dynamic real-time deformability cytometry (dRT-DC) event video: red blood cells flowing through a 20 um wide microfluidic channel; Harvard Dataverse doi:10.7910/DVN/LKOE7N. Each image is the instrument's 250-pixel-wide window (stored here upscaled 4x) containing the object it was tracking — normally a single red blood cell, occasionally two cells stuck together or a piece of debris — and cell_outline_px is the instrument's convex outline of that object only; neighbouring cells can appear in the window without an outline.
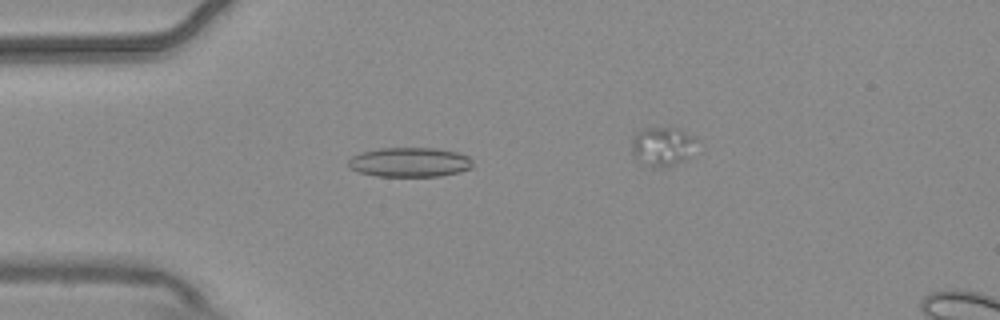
{"species": "common noctule bat (a hibernating species)", "species_latin": "Nyctalus noctula", "temperature_condition": "warm", "stored_images_in_passage": 7, "segment_of_instrument_passage": [1, 2], "camera_frame_rate_fps": 3000, "um_per_image_px": 0.085, "animal": {"sex": "male", "body_mass_g": 20.4}, "frame": {"image": 1, "passage_image": 5, "time_ms": 1.333, "image_size_px": [1000, 320], "cell_outline_px": [[472, 168], [460, 172], [440, 176], [376, 176], [360, 172], [352, 168], [348, 164], [348, 160], [352, 156], [360, 152], [380, 148], [436, 148], [456, 152], [468, 156], [472, 160]], "centroid_in_image_um": [34.84, 13.78], "position_along_channel_um": 50.2, "area_um2": 21.39}}